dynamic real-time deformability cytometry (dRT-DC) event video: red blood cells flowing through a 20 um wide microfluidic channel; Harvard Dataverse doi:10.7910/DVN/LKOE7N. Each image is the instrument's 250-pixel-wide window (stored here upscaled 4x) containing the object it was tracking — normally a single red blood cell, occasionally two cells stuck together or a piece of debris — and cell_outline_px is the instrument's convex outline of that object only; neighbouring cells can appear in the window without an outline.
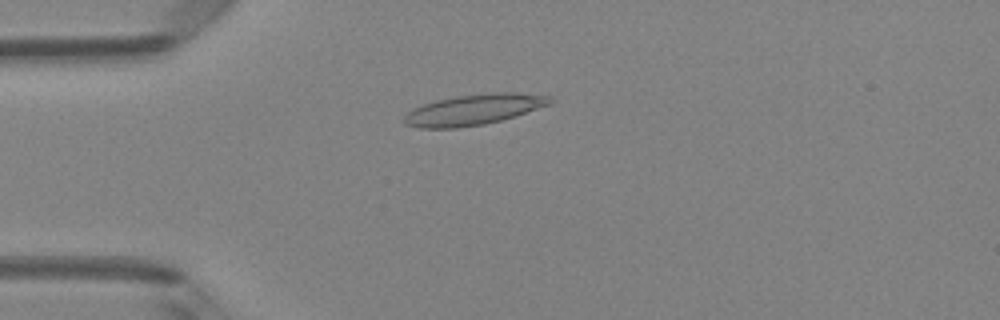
{"species": "Egyptian fruit bat (a non-hibernating species)", "species_latin": "Rousettus aegyptiacus", "temperature_condition": "room temperature", "stored_images_in_passage": 50, "camera_frame_rate_fps": 3000, "um_per_image_px": 0.085, "animal": {"sex": "female"}, "frame": {"image": 1, "passage_image": 13, "time_ms": 4.0, "image_size_px": [1000, 320], "cell_outline_px": [[556, 100], [552, 104], [516, 116], [484, 124], [456, 128], [416, 128], [404, 124], [404, 116], [412, 108], [436, 100], [460, 96], [488, 92], [516, 92], [548, 96]], "centroid_in_image_um": [40.3, 9.32], "position_along_channel_um": 44.7, "area_um2": 26.18}}
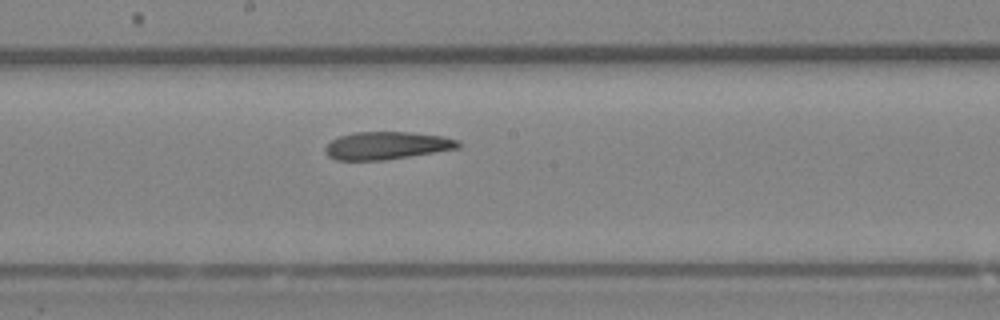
{"frame": {"image": 2, "passage_image": 27, "time_ms": 8.667, "image_size_px": [1000, 320], "cell_outline_px": [[460, 148], [384, 160], [336, 160], [328, 156], [324, 152], [324, 148], [332, 140], [340, 136], [352, 132], [412, 132], [444, 136], [460, 140]], "centroid_in_image_um": [32.88, 12.36], "position_along_channel_um": 215.3, "area_um2": 21.56}}
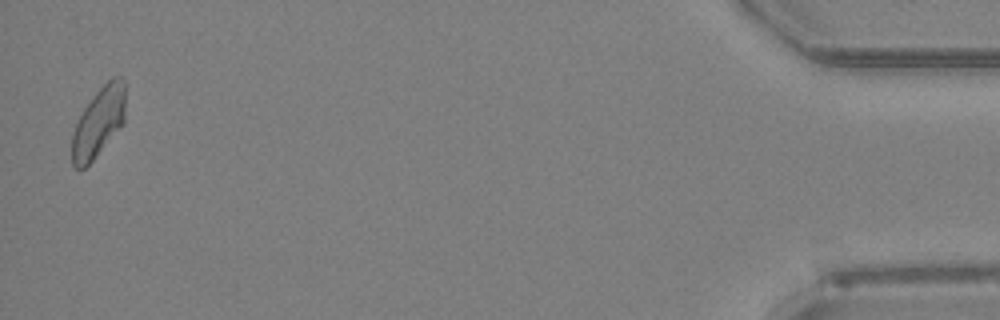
{"frame": {"image": 3, "passage_image": 49, "time_ms": 16.0, "image_size_px": [1000, 320], "cell_outline_px": [[124, 124], [92, 160], [84, 168], [76, 168], [72, 164], [72, 136], [76, 124], [84, 108], [92, 96], [112, 76], [120, 76], [124, 80]], "centroid_in_image_um": [8.39, 10.37], "position_along_channel_um": 426.8, "area_um2": 21.39}, "authors_computed_cell_mechanics": {"area_um2": 22.3686, "velocity_mm_per_s": 4.0834, "shape_relaxation_time_tau1_ms": null, "shape_relaxation_time_tau2_ms": 5.0319, "deformation_change_tau1": null, "deformation_change_tau2": 0.1449}}